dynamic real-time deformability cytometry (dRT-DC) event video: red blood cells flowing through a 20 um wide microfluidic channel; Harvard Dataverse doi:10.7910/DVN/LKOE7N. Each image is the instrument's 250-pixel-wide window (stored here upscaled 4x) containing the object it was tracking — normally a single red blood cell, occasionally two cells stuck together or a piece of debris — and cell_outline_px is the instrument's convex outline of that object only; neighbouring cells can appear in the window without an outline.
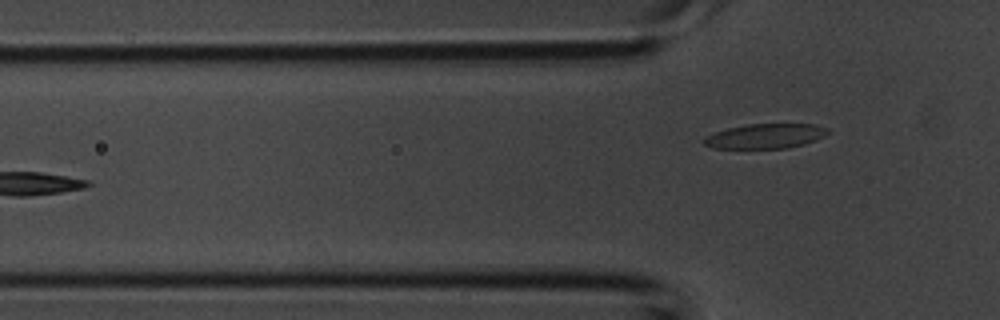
{"species": "common noctule bat (a hibernating species)", "species_latin": "Nyctalus noctula", "temperature_condition": "room temperature", "stored_images_in_passage": 6, "camera_frame_rate_fps": 3000, "um_per_image_px": 0.085, "animal": {"sex": "male", "body_mass_g": 20.1, "forearm_length_mm": 53.5}, "frame": {"image": 1, "passage_image": 4, "time_ms": 1.0, "image_size_px": [1000, 320], "cell_outline_px": [[828, 132], [824, 136], [804, 144], [788, 148], [712, 148], [704, 144], [704, 136], [728, 128], [748, 124], [816, 124], [828, 128]], "centroid_in_image_um": [65.06, 11.56], "position_along_channel_um": 60.7, "area_um2": 17.74}}
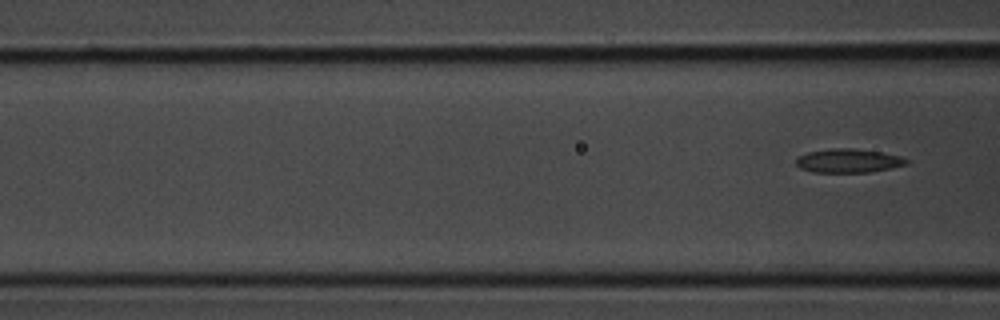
{"frame": {"image": 2, "passage_image": 6, "time_ms": 1.667, "image_size_px": [1000, 320], "cell_outline_px": [[908, 164], [892, 168], [872, 172], [812, 172], [800, 168], [796, 164], [796, 160], [800, 156], [808, 152], [832, 148], [852, 148], [880, 152], [900, 156], [908, 160]], "centroid_in_image_um": [72.13, 13.67], "position_along_channel_um": 94.5, "area_um2": 15.26}}